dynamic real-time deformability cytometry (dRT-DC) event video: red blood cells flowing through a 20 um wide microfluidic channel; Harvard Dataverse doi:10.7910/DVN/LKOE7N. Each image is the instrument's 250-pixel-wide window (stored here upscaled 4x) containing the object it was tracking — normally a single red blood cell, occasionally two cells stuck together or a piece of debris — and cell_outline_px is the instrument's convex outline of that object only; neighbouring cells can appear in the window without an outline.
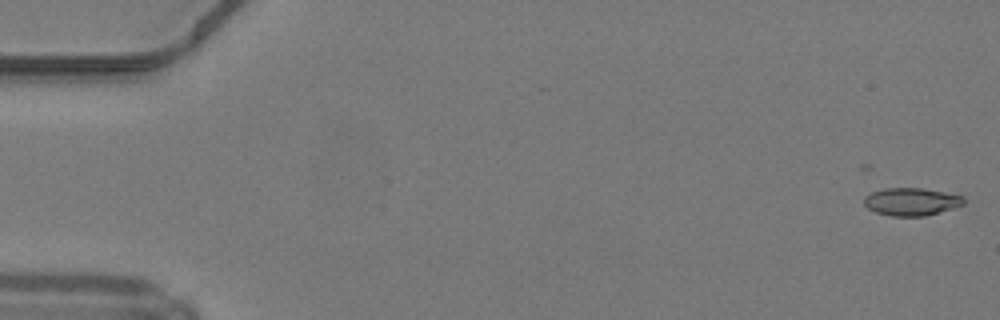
{"species": "common noctule bat (a hibernating species)", "species_latin": "Nyctalus noctula", "temperature_condition": "warm", "stored_images_in_passage": 49, "camera_frame_rate_fps": 3000, "um_per_image_px": 0.085, "animal": {"sex": "male", "body_mass_g": 19.2, "forearm_length_mm": 51.8}, "frame": {"image": 1, "passage_image": 1, "time_ms": 0.0, "image_size_px": [1000, 320], "cell_outline_px": [[964, 204], [952, 208], [924, 216], [892, 216], [876, 212], [868, 208], [864, 204], [864, 196], [872, 192], [884, 188], [920, 188], [944, 192], [964, 196]], "centroid_in_image_um": [77.44, 17.14], "position_along_channel_um": 7.6, "area_um2": 15.95}}
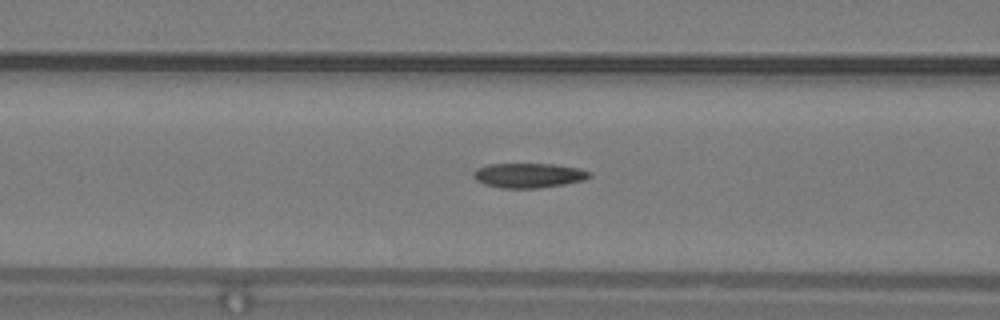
{"frame": {"image": 2, "passage_image": 20, "time_ms": 6.333, "image_size_px": [1000, 320], "cell_outline_px": [[592, 176], [584, 180], [564, 184], [540, 188], [500, 188], [484, 184], [476, 180], [472, 176], [472, 172], [476, 168], [488, 164], [556, 164], [580, 168], [592, 172]], "centroid_in_image_um": [44.94, 14.9], "position_along_channel_um": 121.7, "area_um2": 16.94}}
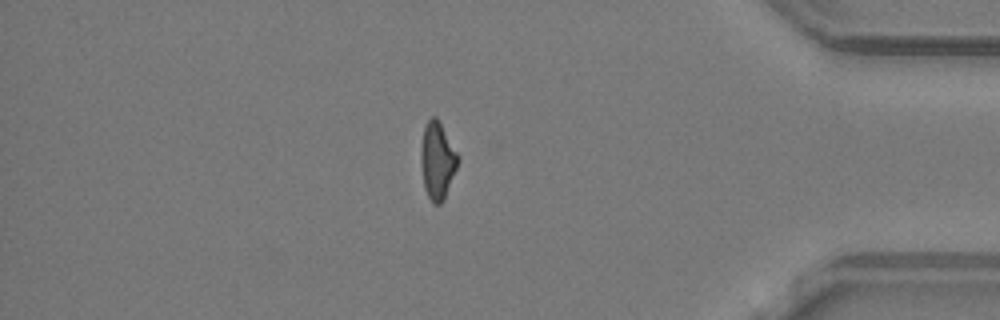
{"frame": {"image": 3, "passage_image": 42, "time_ms": 13.667, "image_size_px": [1000, 320], "cell_outline_px": [[460, 160], [444, 200], [440, 204], [436, 204], [428, 196], [424, 188], [420, 164], [420, 148], [424, 124], [432, 116], [436, 116], [460, 156]], "centroid_in_image_um": [37.17, 13.63], "position_along_channel_um": 398.0, "area_um2": 16.94}, "authors_computed_cell_mechanics": {"area_um2": 16.9354, "velocity_mm_per_s": 4.2447, "shape_relaxation_time_tau1_ms": 9.3079, "shape_relaxation_time_tau2_ms": 5.1956, "deformation_change_tau1": 0.2326, "deformation_change_tau2": 0.1391}}